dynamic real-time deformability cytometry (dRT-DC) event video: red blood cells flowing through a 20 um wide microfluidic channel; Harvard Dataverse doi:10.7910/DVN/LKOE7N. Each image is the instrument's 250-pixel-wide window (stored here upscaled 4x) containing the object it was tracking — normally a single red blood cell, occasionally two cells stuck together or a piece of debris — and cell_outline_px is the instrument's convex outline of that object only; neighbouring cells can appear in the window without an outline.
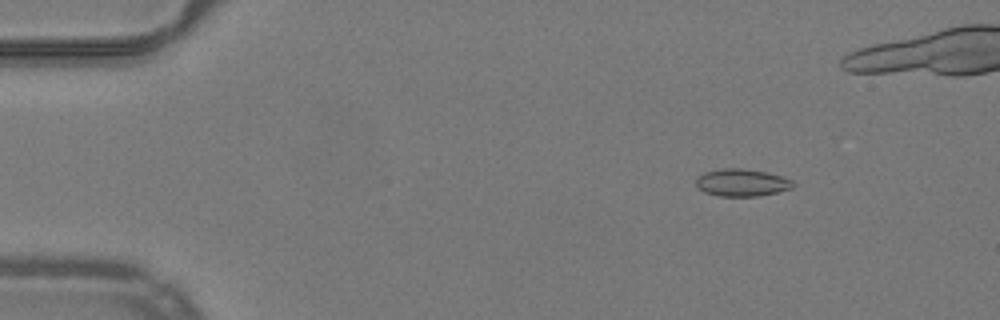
{"species": "common noctule bat (a hibernating species)", "species_latin": "Nyctalus noctula", "temperature_condition": "warm", "stored_images_in_passage": 47, "camera_frame_rate_fps": 3000, "um_per_image_px": 0.085, "animal": {"sex": "male", "body_mass_g": 19.2, "forearm_length_mm": 51.8}, "frame": {"image": 1, "passage_image": 8, "time_ms": 2.333, "image_size_px": [1000, 320], "cell_outline_px": [[792, 188], [776, 192], [756, 196], [720, 196], [704, 192], [696, 184], [696, 176], [704, 172], [724, 168], [740, 168], [768, 172], [792, 180]], "centroid_in_image_um": [63.01, 15.51], "position_along_channel_um": 22.0, "area_um2": 15.32}}
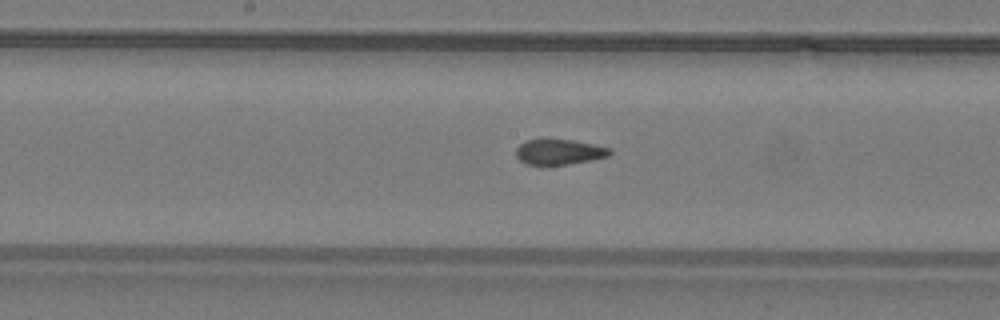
{"frame": {"image": 2, "passage_image": 28, "time_ms": 9.0, "image_size_px": [1000, 320], "cell_outline_px": [[612, 152], [608, 156], [568, 164], [524, 164], [516, 156], [516, 148], [524, 140], [572, 140], [612, 148]], "centroid_in_image_um": [47.52, 12.91], "position_along_channel_um": 200.7, "area_um2": 13.58}}
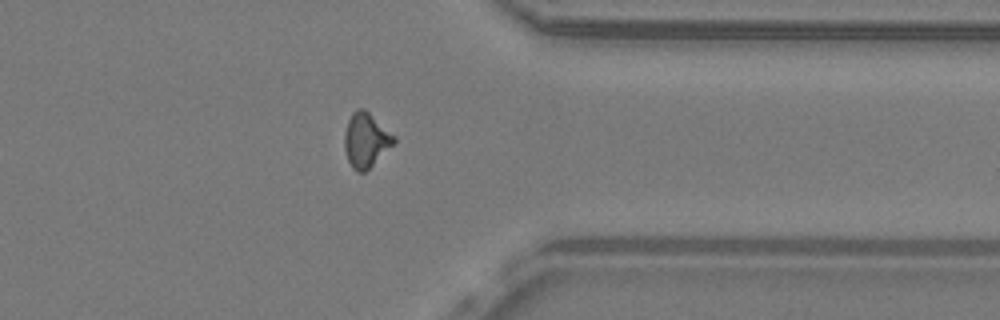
{"frame": {"image": 3, "passage_image": 42, "time_ms": 13.667, "image_size_px": [1000, 320], "cell_outline_px": [[396, 140], [364, 172], [356, 172], [352, 168], [348, 160], [344, 148], [344, 132], [348, 120], [352, 112], [356, 108], [364, 108], [396, 136]], "centroid_in_image_um": [31.07, 11.87], "position_along_channel_um": 380.3, "area_um2": 15.49}, "authors_computed_cell_mechanics": {"area_um2": 15.0858, "velocity_mm_per_s": 4.0165, "shape_relaxation_time_tau1_ms": null, "shape_relaxation_time_tau2_ms": 1.0164, "deformation_change_tau1": null, "deformation_change_tau2": 0.0478}}